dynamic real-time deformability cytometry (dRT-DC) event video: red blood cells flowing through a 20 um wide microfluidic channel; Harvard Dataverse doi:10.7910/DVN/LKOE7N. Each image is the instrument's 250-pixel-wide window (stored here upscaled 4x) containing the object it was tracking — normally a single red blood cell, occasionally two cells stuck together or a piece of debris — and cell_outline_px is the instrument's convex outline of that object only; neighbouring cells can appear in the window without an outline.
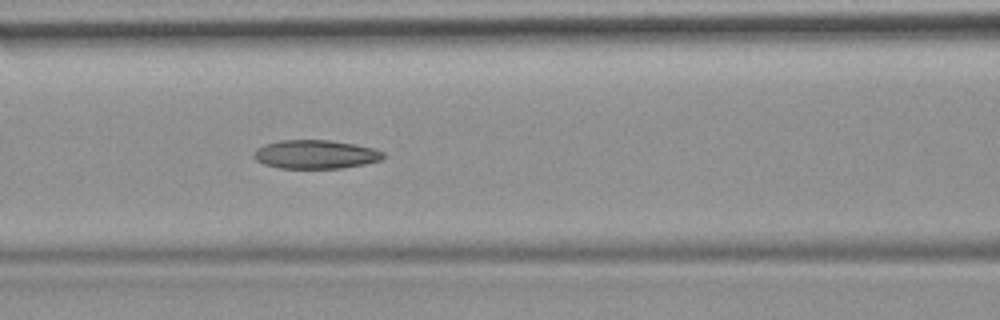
{"species": "common noctule bat (a hibernating species)", "species_latin": "Nyctalus noctula", "temperature_condition": "room temperature", "stored_images_in_passage": 6, "camera_frame_rate_fps": 3000, "um_per_image_px": 0.085, "animal": {"sex": "female", "body_mass_g": 19.9}, "frame": {"image": 1, "passage_image": 6, "time_ms": 6.333, "image_size_px": [1000, 320], "cell_outline_px": [[384, 156], [380, 160], [364, 164], [340, 168], [280, 168], [264, 164], [256, 160], [252, 156], [256, 148], [264, 144], [280, 140], [332, 140], [356, 144], [376, 148], [384, 152]], "centroid_in_image_um": [26.82, 13.11], "position_along_channel_um": 139.8, "area_um2": 21.79}}